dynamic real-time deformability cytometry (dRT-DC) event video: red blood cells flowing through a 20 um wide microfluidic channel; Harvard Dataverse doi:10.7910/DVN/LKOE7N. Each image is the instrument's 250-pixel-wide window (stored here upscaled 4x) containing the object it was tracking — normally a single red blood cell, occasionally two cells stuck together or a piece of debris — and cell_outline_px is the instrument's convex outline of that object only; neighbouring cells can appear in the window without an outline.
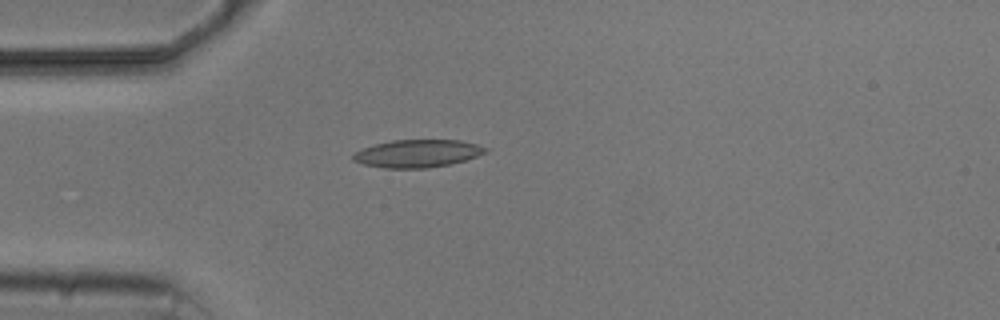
{"species": "common noctule bat (a hibernating species)", "species_latin": "Nyctalus noctula", "temperature_condition": "cold", "stored_images_in_passage": 3, "camera_frame_rate_fps": 3000, "um_per_image_px": 0.085, "animal": {"sex": "male", "body_mass_g": 20.5, "forearm_length_mm": 52.5}, "frame": {"image": 1, "passage_image": 3, "time_ms": 2.333, "image_size_px": [1000, 320], "cell_outline_px": [[488, 152], [464, 160], [448, 164], [428, 168], [384, 168], [364, 164], [352, 160], [352, 156], [356, 152], [364, 148], [376, 144], [392, 140], [460, 140], [476, 144], [488, 148]], "centroid_in_image_um": [35.49, 13.04], "position_along_channel_um": 49.5, "area_um2": 21.15}}